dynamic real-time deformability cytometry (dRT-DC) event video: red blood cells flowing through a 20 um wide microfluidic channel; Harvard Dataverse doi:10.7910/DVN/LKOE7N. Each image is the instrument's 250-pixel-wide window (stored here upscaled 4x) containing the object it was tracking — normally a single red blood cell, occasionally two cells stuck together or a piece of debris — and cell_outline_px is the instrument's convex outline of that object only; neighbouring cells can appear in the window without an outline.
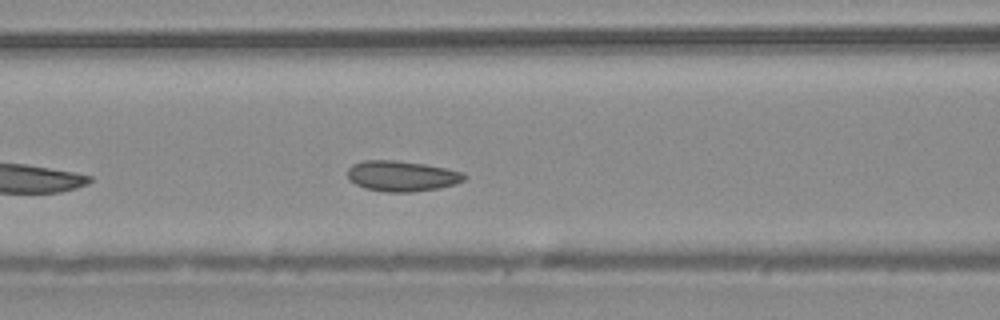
{"species": "common noctule bat (a hibernating species)", "species_latin": "Nyctalus noctula", "temperature_condition": "warm", "stored_images_in_passage": 11, "camera_frame_rate_fps": 3000, "um_per_image_px": 0.085, "animal": {"sex": "male", "body_mass_g": 20.4}, "frame": {"image": 1, "passage_image": 8, "time_ms": 2.333, "image_size_px": [1000, 320], "cell_outline_px": [[468, 176], [464, 180], [456, 184], [440, 188], [408, 192], [388, 192], [364, 188], [348, 180], [348, 168], [352, 164], [364, 160], [396, 160], [424, 164], [464, 172]], "centroid_in_image_um": [34.16, 14.96], "position_along_channel_um": 132.4, "area_um2": 20.87}}